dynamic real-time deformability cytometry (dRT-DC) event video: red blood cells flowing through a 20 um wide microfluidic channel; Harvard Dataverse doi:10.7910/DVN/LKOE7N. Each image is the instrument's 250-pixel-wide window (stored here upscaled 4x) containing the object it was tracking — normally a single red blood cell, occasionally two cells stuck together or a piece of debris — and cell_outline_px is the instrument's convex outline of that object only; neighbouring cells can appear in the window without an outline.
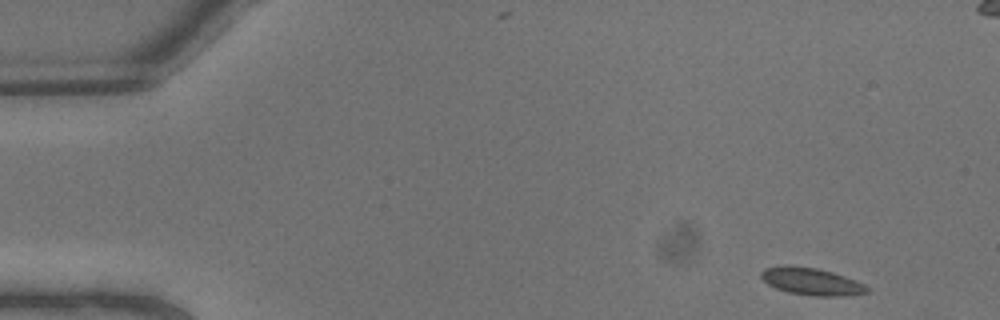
{"species": "common noctule bat (a hibernating species)", "species_latin": "Nyctalus noctula", "temperature_condition": "warm", "stored_images_in_passage": 9, "camera_frame_rate_fps": 3000, "um_per_image_px": 0.085, "animal": {"sex": "male", "body_mass_g": 13.3}, "frame": {"image": 1, "passage_image": 1, "time_ms": 0.0, "image_size_px": [1000, 320], "cell_outline_px": [[872, 288], [868, 292], [844, 296], [812, 296], [788, 292], [776, 288], [768, 284], [760, 276], [760, 272], [764, 268], [816, 268], [832, 272], [856, 280]], "centroid_in_image_um": [69.06, 23.98], "position_along_channel_um": 15.9, "area_um2": 16.24}}
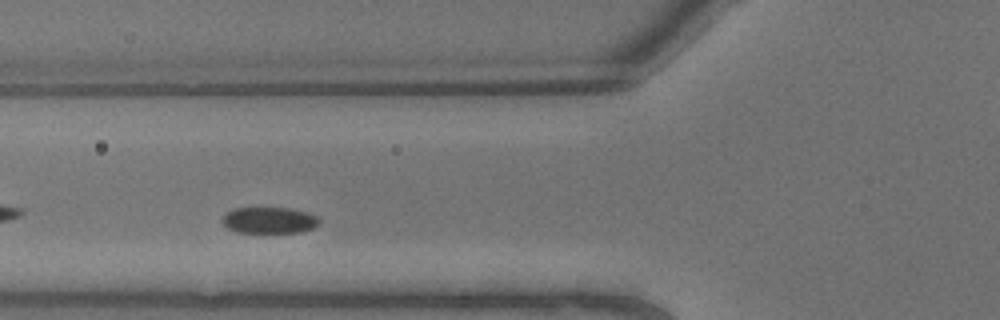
{"frame": {"image": 2, "passage_image": 8, "time_ms": 2.333, "image_size_px": [1000, 320], "cell_outline_px": [[320, 224], [312, 228], [300, 232], [236, 232], [228, 228], [220, 220], [224, 212], [232, 208], [288, 208], [308, 212], [316, 216], [320, 220]], "centroid_in_image_um": [22.85, 18.71], "position_along_channel_um": 103.0, "area_um2": 14.97}}